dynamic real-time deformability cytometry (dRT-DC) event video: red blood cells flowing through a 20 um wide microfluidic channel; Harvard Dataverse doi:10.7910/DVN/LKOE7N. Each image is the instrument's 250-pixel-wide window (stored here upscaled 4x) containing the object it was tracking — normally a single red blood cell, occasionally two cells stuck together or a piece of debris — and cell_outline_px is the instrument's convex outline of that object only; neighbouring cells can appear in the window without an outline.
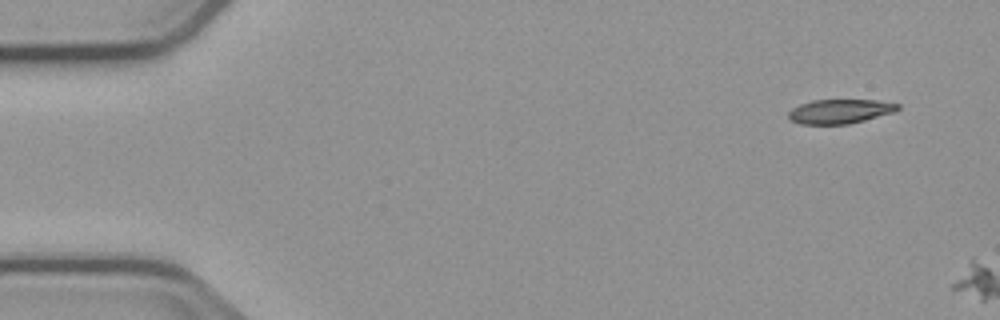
{"species": "common noctule bat (a hibernating species)", "species_latin": "Nyctalus noctula", "temperature_condition": "cold", "stored_images_in_passage": 2, "camera_frame_rate_fps": 3000, "um_per_image_px": 0.085, "animal": {"sex": "male", "body_mass_g": 23.1, "forearm_length_mm": 52.7}, "frame": {"image": 1, "passage_image": 1, "time_ms": 0.0, "image_size_px": [1000, 320], "cell_outline_px": [[900, 108], [892, 112], [864, 120], [848, 124], [800, 124], [792, 120], [788, 116], [788, 112], [792, 108], [800, 104], [812, 100], [876, 100], [900, 104]], "centroid_in_image_um": [71.37, 9.46], "position_along_channel_um": 13.6, "area_um2": 15.32}}